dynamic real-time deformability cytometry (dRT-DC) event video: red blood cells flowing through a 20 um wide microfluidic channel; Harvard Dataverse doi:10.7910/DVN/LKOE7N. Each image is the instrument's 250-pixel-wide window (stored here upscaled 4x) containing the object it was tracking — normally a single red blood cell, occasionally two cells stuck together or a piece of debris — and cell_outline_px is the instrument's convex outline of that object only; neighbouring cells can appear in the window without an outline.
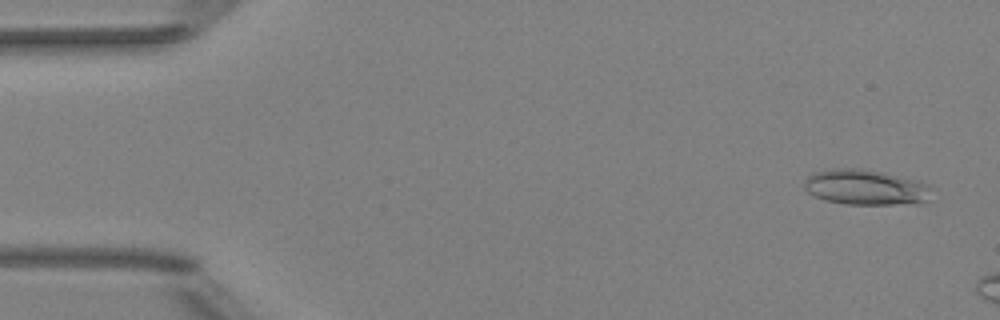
{"species": "Egyptian fruit bat (a non-hibernating species)", "species_latin": "Rousettus aegyptiacus", "temperature_condition": "room temperature", "stored_images_in_passage": 9, "camera_frame_rate_fps": 3000, "um_per_image_px": 0.085, "animal": {"sex": "female"}, "frame": {"image": 1, "passage_image": 3, "time_ms": 0.667, "image_size_px": [1000, 320], "cell_outline_px": [[936, 188], [920, 204], [844, 204], [824, 200], [808, 192], [804, 188], [804, 180], [812, 172], [840, 168], [852, 168], [880, 172], [912, 180]], "centroid_in_image_um": [73.54, 15.94], "position_along_channel_um": 11.5, "area_um2": 25.89}}